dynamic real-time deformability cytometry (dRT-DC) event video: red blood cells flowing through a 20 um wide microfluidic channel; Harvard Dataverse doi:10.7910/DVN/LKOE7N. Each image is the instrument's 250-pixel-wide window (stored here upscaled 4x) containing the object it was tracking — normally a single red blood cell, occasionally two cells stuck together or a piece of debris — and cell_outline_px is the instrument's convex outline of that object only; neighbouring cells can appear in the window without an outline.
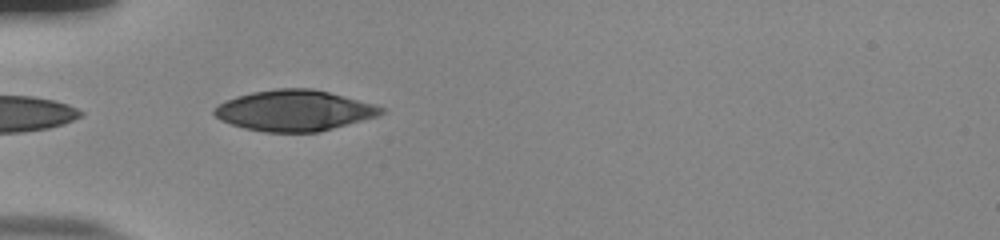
{"species": "human", "species_latin": "Homo sapiens", "temperature_condition": "room temperature", "stored_images_in_passage": 11, "camera_frame_rate_fps": 3000, "um_per_image_px": 0.085, "donor": {"sex": "male"}, "frame": {"image": 1, "passage_image": 1, "time_ms": 0.0, "image_size_px": [1000, 240], "cell_outline_px": [[384, 112], [376, 116], [320, 132], [264, 132], [244, 128], [220, 120], [212, 112], [212, 108], [224, 100], [236, 96], [252, 92], [276, 88], [312, 88], [328, 92], [372, 104], [384, 108]], "centroid_in_image_um": [24.94, 9.39], "position_along_channel_um": 60.1, "area_um2": 39.54}}
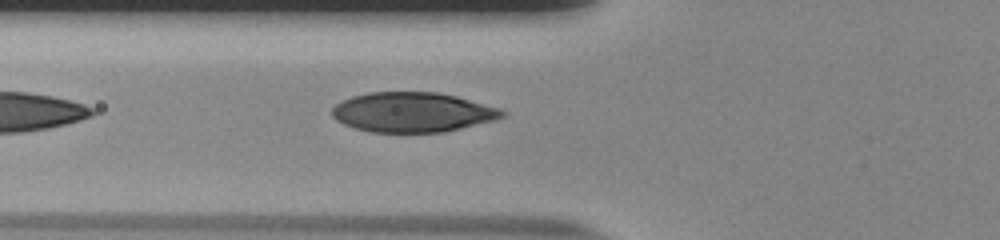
{"frame": {"image": 2, "passage_image": 4, "time_ms": 1.0, "image_size_px": [1000, 240], "cell_outline_px": [[508, 112], [504, 116], [492, 120], [444, 132], [368, 132], [344, 124], [336, 120], [332, 116], [332, 108], [340, 100], [352, 96], [368, 92], [436, 92], [456, 96], [500, 108]], "centroid_in_image_um": [35.03, 9.53], "position_along_channel_um": 90.8, "area_um2": 39.42}}
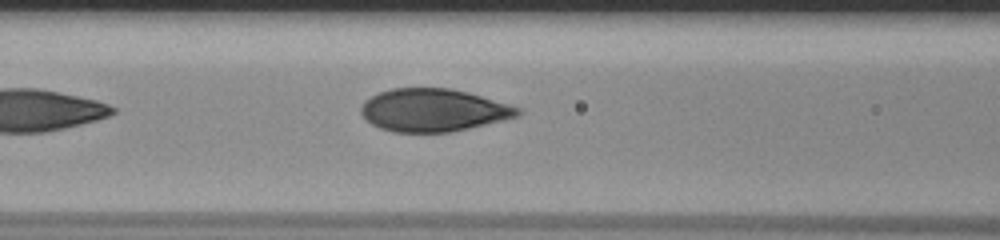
{"frame": {"image": 3, "passage_image": 7, "time_ms": 2.0, "image_size_px": [1000, 240], "cell_outline_px": [[524, 112], [520, 116], [452, 132], [392, 132], [380, 128], [372, 124], [360, 112], [360, 108], [372, 96], [380, 92], [392, 88], [448, 88], [468, 92], [508, 104], [520, 108]], "centroid_in_image_um": [36.87, 9.37], "position_along_channel_um": 129.7, "area_um2": 38.84}}